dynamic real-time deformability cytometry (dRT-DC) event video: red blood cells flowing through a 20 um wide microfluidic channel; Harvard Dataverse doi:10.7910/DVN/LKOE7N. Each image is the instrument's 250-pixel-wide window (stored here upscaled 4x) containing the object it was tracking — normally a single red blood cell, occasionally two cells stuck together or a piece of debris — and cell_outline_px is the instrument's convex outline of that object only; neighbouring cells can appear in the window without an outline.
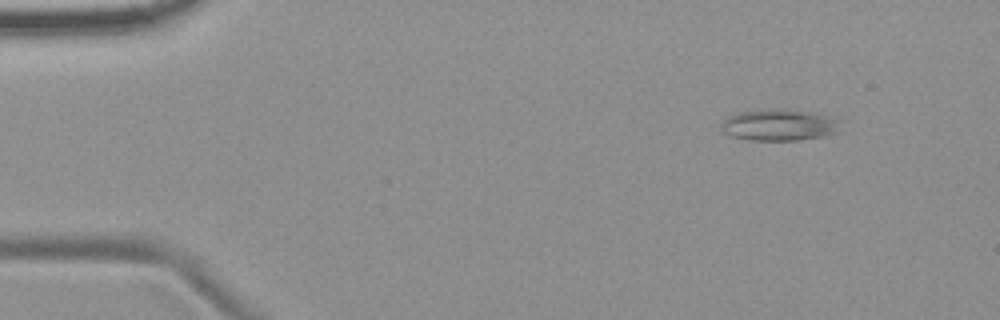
{"species": "common noctule bat (a hibernating species)", "species_latin": "Nyctalus noctula", "temperature_condition": "room temperature", "stored_images_in_passage": 5, "camera_frame_rate_fps": 3000, "um_per_image_px": 0.085, "animal": {"sex": "female", "body_mass_g": 19.9}, "frame": {"image": 1, "passage_image": 2, "time_ms": 1.0, "image_size_px": [1000, 320], "cell_outline_px": [[844, 120], [836, 132], [824, 136], [796, 140], [748, 140], [732, 136], [724, 132], [720, 128], [720, 124], [728, 116], [736, 112], [768, 108], [784, 108], [832, 116]], "centroid_in_image_um": [66.24, 10.6], "position_along_channel_um": 18.8, "area_um2": 22.31}}